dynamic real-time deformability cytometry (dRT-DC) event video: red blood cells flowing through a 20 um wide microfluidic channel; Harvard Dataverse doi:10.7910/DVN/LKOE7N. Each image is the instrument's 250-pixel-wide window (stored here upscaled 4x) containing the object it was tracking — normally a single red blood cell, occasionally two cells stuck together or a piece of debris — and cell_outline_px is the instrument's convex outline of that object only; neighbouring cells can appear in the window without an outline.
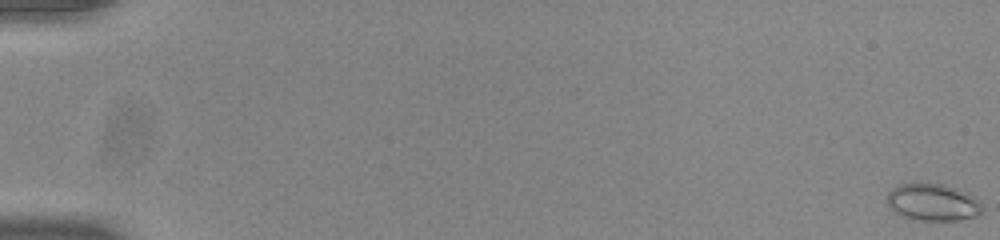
{"species": "common noctule bat (a hibernating species)", "species_latin": "Nyctalus noctula", "temperature_condition": "room temperature", "stored_images_in_passage": 19, "camera_frame_rate_fps": 3000, "um_per_image_px": 0.085, "animal": {"sex": "male", "body_mass_g": 20.0, "forearm_length_mm": 53.3}, "frame": {"image": 1, "passage_image": 1, "time_ms": 0.0, "image_size_px": [1000, 240], "cell_outline_px": [[984, 208], [976, 216], [960, 220], [912, 220], [896, 212], [884, 200], [888, 192], [892, 188], [900, 184], [944, 184], [968, 192]], "centroid_in_image_um": [79.27, 17.2], "position_along_channel_um": 5.7, "area_um2": 20.46}}